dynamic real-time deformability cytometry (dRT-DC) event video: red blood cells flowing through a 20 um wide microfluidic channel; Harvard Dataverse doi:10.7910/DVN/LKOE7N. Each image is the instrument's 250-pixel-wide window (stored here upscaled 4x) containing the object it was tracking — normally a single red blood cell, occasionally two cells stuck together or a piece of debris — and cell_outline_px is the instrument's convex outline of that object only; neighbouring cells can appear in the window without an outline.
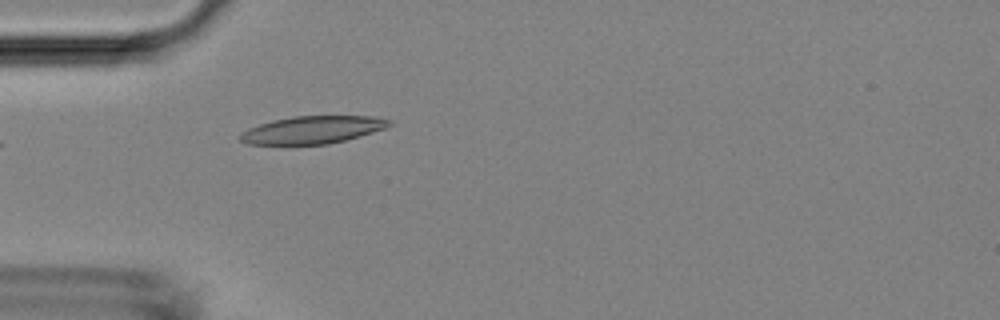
{"species": "Egyptian fruit bat (a non-hibernating species)", "species_latin": "Rousettus aegyptiacus", "temperature_condition": "room temperature", "stored_images_in_passage": 2, "camera_frame_rate_fps": 3000, "um_per_image_px": 0.085, "animal": {"sex": "female"}, "frame": {"image": 1, "passage_image": 2, "time_ms": 1.333, "image_size_px": [1000, 320], "cell_outline_px": [[392, 124], [384, 128], [360, 136], [328, 144], [248, 144], [240, 140], [240, 132], [248, 128], [272, 120], [292, 116], [376, 116], [392, 120]], "centroid_in_image_um": [26.56, 11.02], "position_along_channel_um": 58.4, "area_um2": 23.87}}